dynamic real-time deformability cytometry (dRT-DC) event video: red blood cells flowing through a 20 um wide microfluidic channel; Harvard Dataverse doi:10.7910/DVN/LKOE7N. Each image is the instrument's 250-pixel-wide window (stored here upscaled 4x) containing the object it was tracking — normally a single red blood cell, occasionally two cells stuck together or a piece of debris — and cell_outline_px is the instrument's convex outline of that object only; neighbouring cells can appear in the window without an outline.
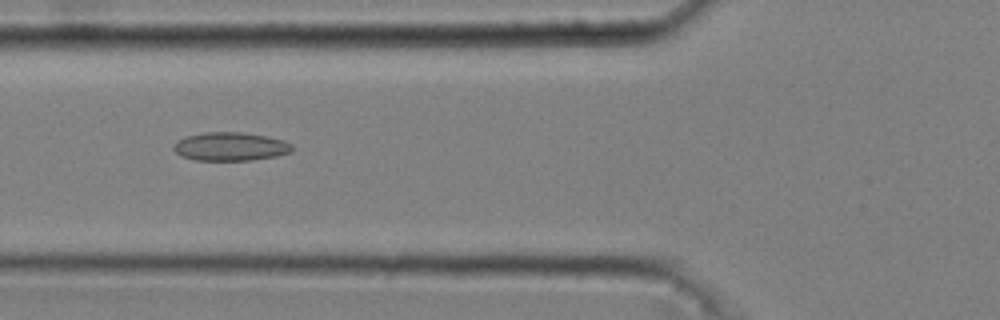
{"species": "common noctule bat (a hibernating species)", "species_latin": "Nyctalus noctula", "temperature_condition": "cold", "stored_images_in_passage": 49, "camera_frame_rate_fps": 3000, "um_per_image_px": 0.085, "animal": {"sex": "male", "body_mass_g": 20.4}, "frame": {"image": 1, "passage_image": 20, "time_ms": 6.333, "image_size_px": [1000, 320], "cell_outline_px": [[292, 152], [276, 156], [252, 160], [196, 160], [180, 156], [172, 148], [176, 140], [184, 136], [204, 132], [240, 132], [264, 136], [284, 140], [292, 144]], "centroid_in_image_um": [19.55, 12.45], "position_along_channel_um": 106.3, "area_um2": 19.77}}
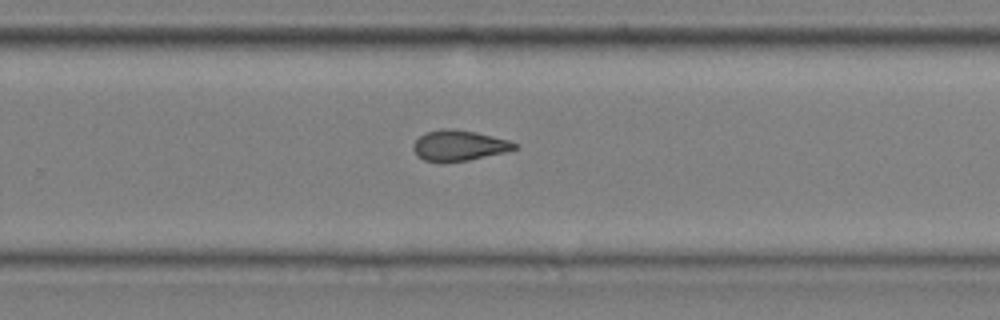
{"frame": {"image": 2, "passage_image": 35, "time_ms": 11.333, "image_size_px": [1000, 320], "cell_outline_px": [[520, 144], [516, 148], [508, 152], [468, 160], [424, 160], [416, 156], [412, 148], [412, 144], [424, 132], [444, 128], [448, 128], [476, 132], [508, 140]], "centroid_in_image_um": [39.03, 12.34], "position_along_channel_um": 290.8, "area_um2": 17.86}}
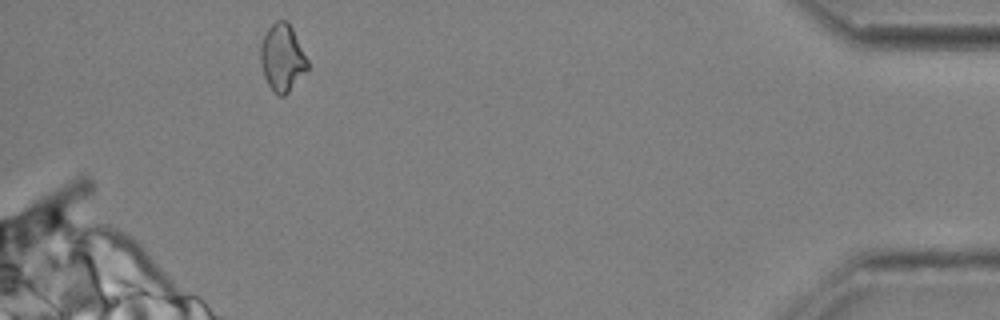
{"frame": {"image": 3, "passage_image": 49, "time_ms": 16.0, "image_size_px": [1000, 320], "cell_outline_px": [[308, 68], [288, 92], [284, 96], [280, 96], [272, 92], [264, 76], [260, 60], [260, 44], [268, 28], [276, 20], [288, 20], [308, 60]], "centroid_in_image_um": [23.98, 4.9], "position_along_channel_um": 411.2, "area_um2": 18.32}, "authors_computed_cell_mechanics": {"area_um2": 18.4382, "velocity_mm_per_s": 3.6976, "shape_relaxation_time_tau1_ms": null, "shape_relaxation_time_tau2_ms": 2.335, "deformation_change_tau1": null, "deformation_change_tau2": 0.0839}}